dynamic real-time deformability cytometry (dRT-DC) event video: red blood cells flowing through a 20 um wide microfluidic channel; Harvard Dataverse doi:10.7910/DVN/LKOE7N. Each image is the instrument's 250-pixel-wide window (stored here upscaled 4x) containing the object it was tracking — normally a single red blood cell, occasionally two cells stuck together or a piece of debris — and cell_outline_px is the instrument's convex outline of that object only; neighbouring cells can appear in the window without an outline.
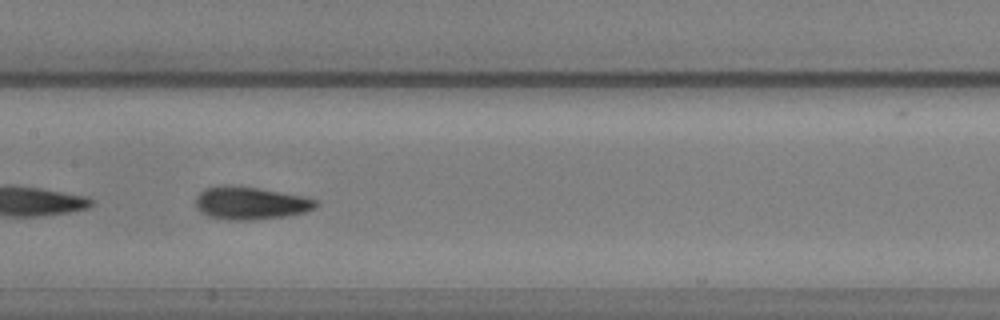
{"species": "common noctule bat (a hibernating species)", "species_latin": "Nyctalus noctula", "temperature_condition": "warm", "stored_images_in_passage": 46, "camera_frame_rate_fps": 3000, "um_per_image_px": 0.085, "animal": {"sex": "male", "body_mass_g": 20.5, "forearm_length_mm": 52.5}, "frame": {"image": 1, "passage_image": 27, "time_ms": 8.667, "image_size_px": [1000, 320], "cell_outline_px": [[320, 204], [316, 208], [304, 212], [284, 216], [252, 220], [228, 220], [208, 216], [200, 212], [196, 208], [196, 196], [204, 188], [224, 184], [228, 184], [260, 188], [304, 196], [316, 200]], "centroid_in_image_um": [21.27, 17.25], "position_along_channel_um": 186.1, "area_um2": 23.24}}